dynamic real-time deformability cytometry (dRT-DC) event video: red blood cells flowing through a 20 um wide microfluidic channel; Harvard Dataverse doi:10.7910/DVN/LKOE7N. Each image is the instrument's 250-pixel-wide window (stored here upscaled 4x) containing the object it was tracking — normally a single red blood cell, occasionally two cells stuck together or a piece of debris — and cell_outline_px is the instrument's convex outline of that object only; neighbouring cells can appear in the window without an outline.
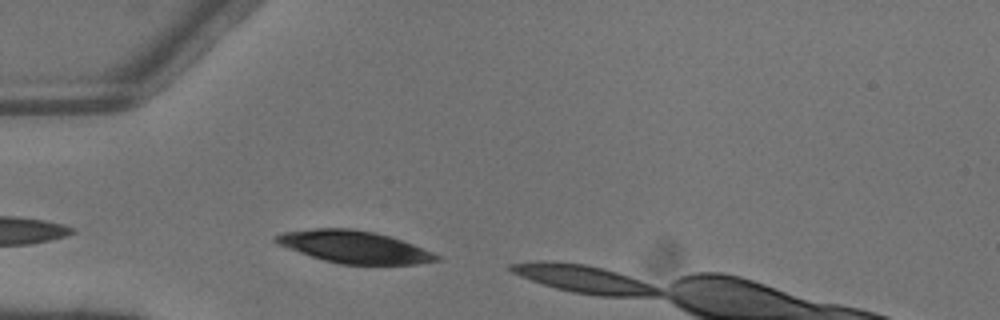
{"species": "common noctule bat (a hibernating species)", "species_latin": "Nyctalus noctula", "temperature_condition": "warm", "stored_images_in_passage": 2, "camera_frame_rate_fps": 3000, "um_per_image_px": 0.085, "animal": {"sex": "male", "body_mass_g": 13.3}, "frame": {"image": 1, "passage_image": 1, "time_ms": 0.0, "image_size_px": [1000, 320], "cell_outline_px": [[440, 260], [416, 264], [340, 264], [324, 260], [276, 244], [272, 240], [280, 232], [312, 228], [352, 228], [376, 232], [412, 244], [432, 252], [440, 256]], "centroid_in_image_um": [30.06, 20.97], "position_along_channel_um": 54.9, "area_um2": 30.06}}